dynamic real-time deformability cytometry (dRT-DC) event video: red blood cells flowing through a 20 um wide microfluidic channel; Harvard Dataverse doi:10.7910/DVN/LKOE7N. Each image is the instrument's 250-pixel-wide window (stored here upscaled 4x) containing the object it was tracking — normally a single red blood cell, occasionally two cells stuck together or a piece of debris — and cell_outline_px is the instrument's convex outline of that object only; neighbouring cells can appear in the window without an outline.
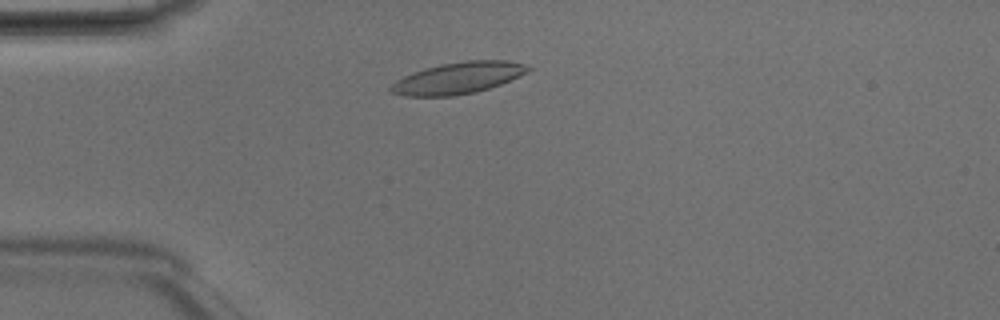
{"species": "Egyptian fruit bat (a non-hibernating species)", "species_latin": "Rousettus aegyptiacus", "temperature_condition": "room temperature", "stored_images_in_passage": 44, "camera_frame_rate_fps": 3000, "um_per_image_px": 0.085, "animal": {"sex": "male"}, "frame": {"image": 1, "passage_image": 8, "time_ms": 2.333, "image_size_px": [1000, 320], "cell_outline_px": [[532, 68], [528, 72], [500, 84], [476, 92], [452, 96], [404, 96], [392, 92], [388, 88], [396, 80], [412, 72], [424, 68], [440, 64], [464, 60], [508, 60]], "centroid_in_image_um": [38.9, 6.63], "position_along_channel_um": 46.1, "area_um2": 25.14}}
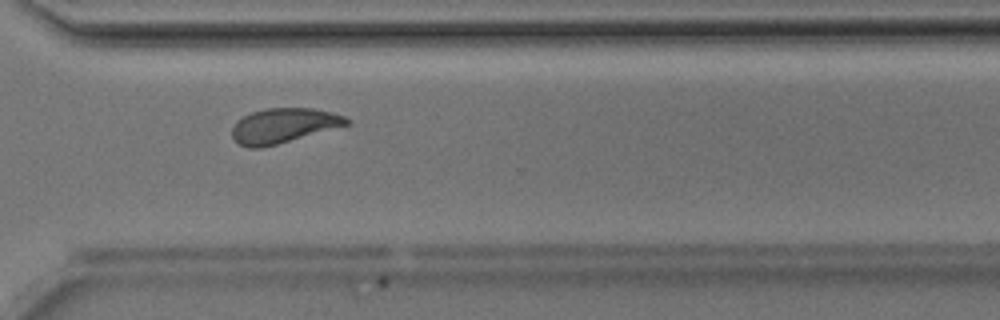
{"frame": {"image": 2, "passage_image": 31, "time_ms": 10.0, "image_size_px": [1000, 320], "cell_outline_px": [[352, 124], [276, 144], [260, 148], [248, 148], [240, 144], [232, 136], [232, 128], [236, 120], [252, 112], [268, 108], [312, 108], [332, 112], [344, 116], [352, 120]], "centroid_in_image_um": [24.13, 10.67], "position_along_channel_um": 346.5, "area_um2": 23.18}}
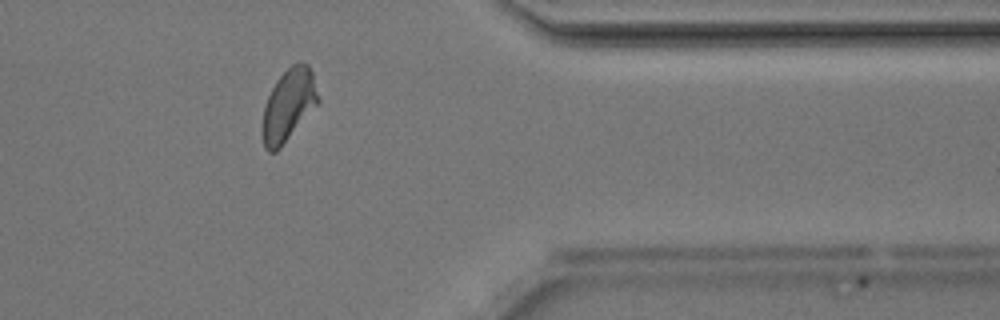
{"frame": {"image": 3, "passage_image": 35, "time_ms": 11.333, "image_size_px": [1000, 320], "cell_outline_px": [[320, 100], [280, 148], [276, 152], [268, 152], [264, 148], [260, 132], [260, 128], [264, 104], [276, 80], [292, 64], [308, 64], [312, 72]], "centroid_in_image_um": [24.47, 8.98], "position_along_channel_um": 386.9, "area_um2": 23.35}, "authors_computed_cell_mechanics": {"area_um2": 23.6691, "velocity_mm_per_s": 4.1665, "shape_relaxation_time_tau1_ms": 3.9416, "shape_relaxation_time_tau2_ms": 1.3554, "deformation_change_tau1": 0.1353, "deformation_change_tau2": 0.0811}}